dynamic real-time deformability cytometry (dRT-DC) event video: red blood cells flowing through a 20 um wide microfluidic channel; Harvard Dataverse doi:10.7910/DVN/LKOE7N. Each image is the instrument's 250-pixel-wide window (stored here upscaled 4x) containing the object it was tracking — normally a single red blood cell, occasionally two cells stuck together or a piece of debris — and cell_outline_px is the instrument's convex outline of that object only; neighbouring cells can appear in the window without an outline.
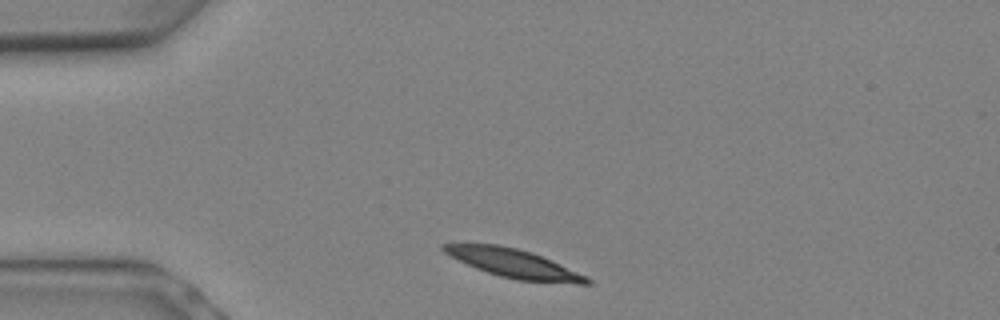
{"species": "Egyptian fruit bat (a non-hibernating species)", "species_latin": "Rousettus aegyptiacus", "temperature_condition": "warm", "stored_images_in_passage": 5, "camera_frame_rate_fps": 3000, "um_per_image_px": 0.085, "animal": {"sex": "female"}, "frame": {"image": 1, "passage_image": 1, "time_ms": 0.0, "image_size_px": [1000, 320], "cell_outline_px": [[592, 284], [576, 284], [516, 280], [500, 276], [476, 268], [444, 252], [440, 248], [440, 244], [500, 244], [532, 252], [588, 276], [592, 280]], "centroid_in_image_um": [43.73, 22.4], "position_along_channel_um": 41.3, "area_um2": 23.76}}
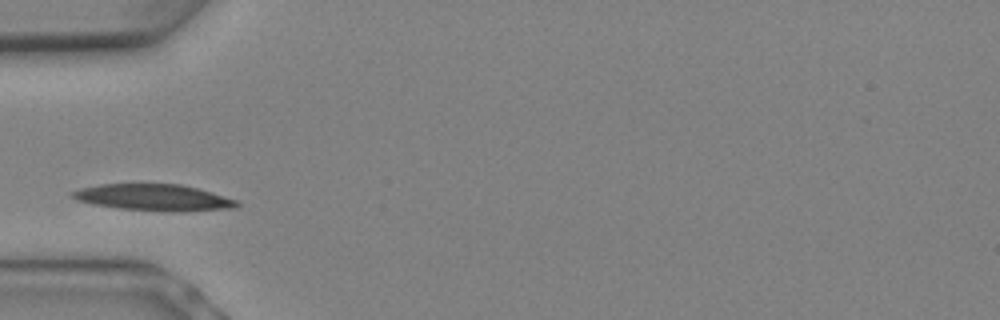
{"frame": {"image": 2, "passage_image": 3, "time_ms": 0.667, "image_size_px": [1000, 320], "cell_outline_px": [[240, 204], [236, 208], [184, 212], [176, 212], [120, 208], [96, 204], [76, 200], [72, 196], [72, 192], [80, 188], [100, 184], [180, 184], [196, 188], [236, 200]], "centroid_in_image_um": [13.1, 16.79], "position_along_channel_um": 71.9, "area_um2": 25.09}}